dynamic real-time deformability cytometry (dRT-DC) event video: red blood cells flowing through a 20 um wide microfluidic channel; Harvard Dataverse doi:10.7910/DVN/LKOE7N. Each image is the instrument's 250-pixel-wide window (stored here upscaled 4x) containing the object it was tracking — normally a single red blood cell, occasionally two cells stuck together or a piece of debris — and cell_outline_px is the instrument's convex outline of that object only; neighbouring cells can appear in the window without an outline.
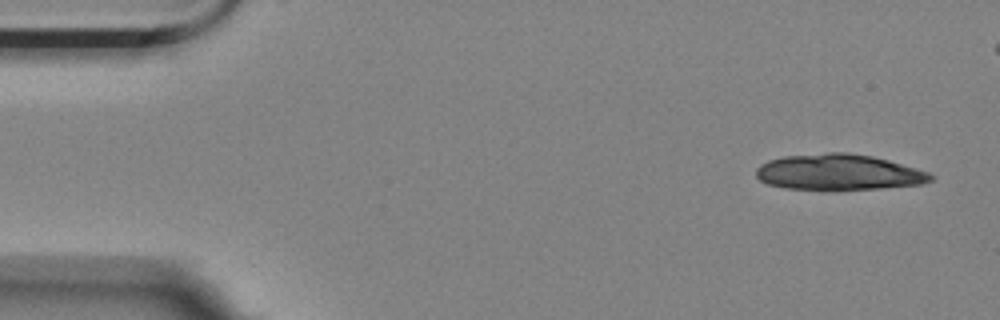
{"species": "Egyptian fruit bat (a non-hibernating species)", "species_latin": "Rousettus aegyptiacus", "temperature_condition": "room temperature", "stored_images_in_passage": 5, "camera_frame_rate_fps": 3000, "um_per_image_px": 0.085, "animal": {"sex": "female"}, "frame": {"image": 1, "passage_image": 1, "time_ms": 0.0, "image_size_px": [1000, 320], "cell_outline_px": [[936, 176], [932, 180], [924, 184], [880, 188], [824, 192], [784, 188], [768, 184], [760, 180], [756, 176], [756, 168], [760, 164], [768, 160], [784, 156], [828, 152], [844, 152], [872, 156], [888, 160], [928, 172]], "centroid_in_image_um": [71.26, 14.67], "position_along_channel_um": 13.7, "area_um2": 37.34}}